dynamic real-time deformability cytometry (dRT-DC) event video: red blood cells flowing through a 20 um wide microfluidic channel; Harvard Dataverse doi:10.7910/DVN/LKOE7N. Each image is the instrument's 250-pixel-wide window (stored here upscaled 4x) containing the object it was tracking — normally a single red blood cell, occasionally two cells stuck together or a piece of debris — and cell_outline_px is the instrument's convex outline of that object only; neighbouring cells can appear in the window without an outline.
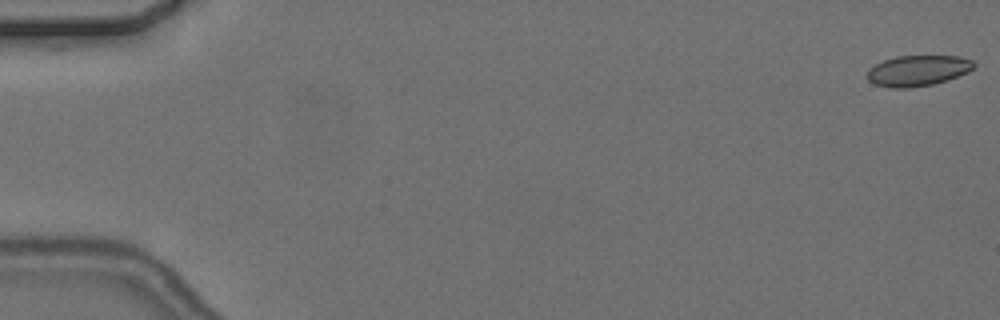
{"species": "common noctule bat (a hibernating species)", "species_latin": "Nyctalus noctula", "temperature_condition": "cold", "stored_images_in_passage": 4, "camera_frame_rate_fps": 3000, "um_per_image_px": 0.085, "animal": {"sex": "female", "body_mass_g": 24.6, "forearm_length_mm": 56.2}, "frame": {"image": 1, "passage_image": 1, "time_ms": 0.0, "image_size_px": [1000, 320], "cell_outline_px": [[976, 64], [968, 72], [948, 80], [932, 84], [908, 88], [892, 88], [876, 84], [868, 80], [868, 68], [884, 60], [896, 56], [960, 56], [972, 60]], "centroid_in_image_um": [78.03, 6.0], "position_along_channel_um": 7.0, "area_um2": 19.02}}